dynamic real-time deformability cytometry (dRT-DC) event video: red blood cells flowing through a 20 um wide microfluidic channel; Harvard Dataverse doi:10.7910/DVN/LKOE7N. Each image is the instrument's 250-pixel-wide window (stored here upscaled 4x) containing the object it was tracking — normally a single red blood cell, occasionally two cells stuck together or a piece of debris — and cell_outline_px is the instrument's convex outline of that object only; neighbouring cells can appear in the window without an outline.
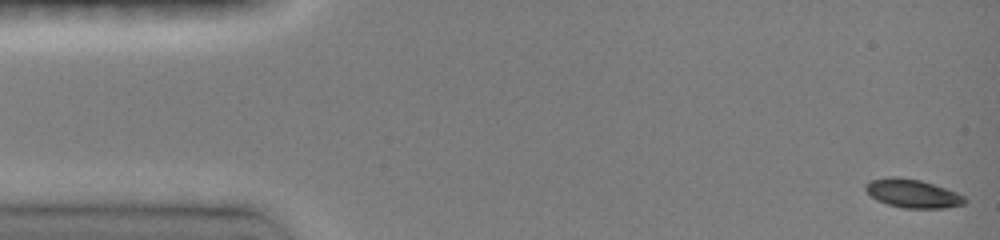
{"species": "common noctule bat (a hibernating species)", "species_latin": "Nyctalus noctula", "temperature_condition": "room temperature", "stored_images_in_passage": 17, "camera_frame_rate_fps": 3000, "um_per_image_px": 0.085, "animal": {"sex": "female", "body_mass_g": 19.0, "forearm_length_mm": 51.5}, "frame": {"image": 1, "passage_image": 1, "time_ms": 0.0, "image_size_px": [1000, 240], "cell_outline_px": [[968, 200], [964, 204], [944, 208], [904, 208], [888, 204], [876, 200], [864, 188], [864, 184], [872, 180], [888, 176], [896, 176], [920, 180], [956, 192], [964, 196]], "centroid_in_image_um": [77.56, 16.44], "position_along_channel_um": 7.4, "area_um2": 16.42}}
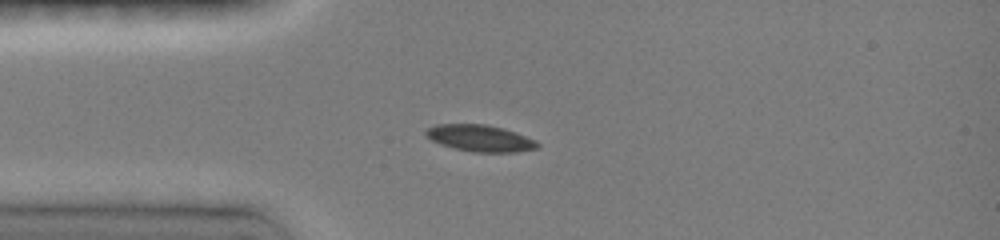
{"frame": {"image": 2, "passage_image": 10, "time_ms": 3.667, "image_size_px": [1000, 240], "cell_outline_px": [[540, 148], [516, 152], [472, 152], [440, 144], [432, 140], [424, 132], [428, 128], [436, 124], [484, 124], [504, 128], [536, 140], [540, 144]], "centroid_in_image_um": [40.85, 11.75], "position_along_channel_um": 44.2, "area_um2": 17.28}}
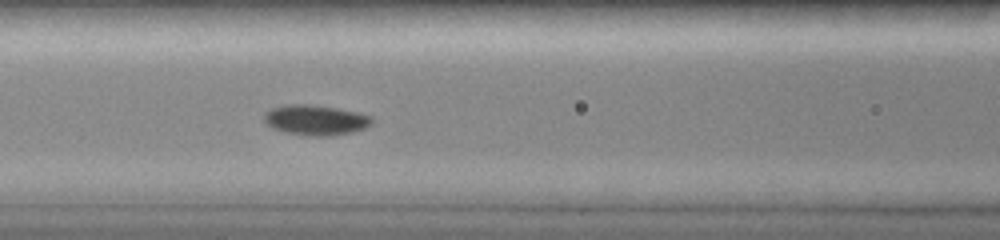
{"frame": {"image": 3, "passage_image": 17, "time_ms": 6.333, "image_size_px": [1000, 240], "cell_outline_px": [[372, 124], [364, 128], [352, 132], [332, 136], [308, 136], [288, 132], [272, 128], [264, 120], [264, 112], [272, 108], [288, 104], [308, 104], [336, 108], [356, 112], [372, 116]], "centroid_in_image_um": [26.83, 10.2], "position_along_channel_um": 139.8, "area_um2": 18.9}}